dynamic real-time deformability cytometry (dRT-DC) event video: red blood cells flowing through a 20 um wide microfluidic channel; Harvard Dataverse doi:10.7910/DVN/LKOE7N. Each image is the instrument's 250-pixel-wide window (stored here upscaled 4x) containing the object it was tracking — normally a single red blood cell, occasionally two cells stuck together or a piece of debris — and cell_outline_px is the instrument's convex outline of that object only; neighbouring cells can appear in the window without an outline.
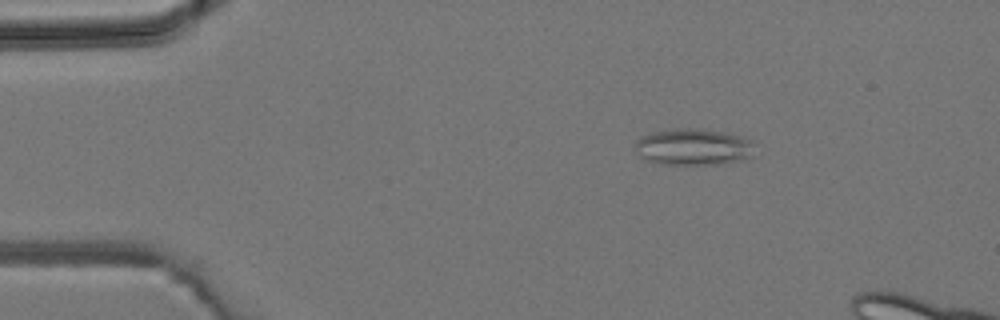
{"species": "common noctule bat (a hibernating species)", "species_latin": "Nyctalus noctula", "temperature_condition": "room temperature", "stored_images_in_passage": 5, "camera_frame_rate_fps": 3000, "um_per_image_px": 0.085, "animal": {"sex": "male", "body_mass_g": 19.2, "forearm_length_mm": 51.8}, "frame": {"image": 1, "passage_image": 3, "time_ms": 2.0, "image_size_px": [1000, 320], "cell_outline_px": [[752, 156], [740, 160], [720, 164], [660, 164], [644, 160], [632, 148], [636, 140], [640, 136], [652, 132], [672, 128], [704, 128], [724, 132], [748, 140]], "centroid_in_image_um": [58.78, 12.48], "position_along_channel_um": 26.2, "area_um2": 25.49}}